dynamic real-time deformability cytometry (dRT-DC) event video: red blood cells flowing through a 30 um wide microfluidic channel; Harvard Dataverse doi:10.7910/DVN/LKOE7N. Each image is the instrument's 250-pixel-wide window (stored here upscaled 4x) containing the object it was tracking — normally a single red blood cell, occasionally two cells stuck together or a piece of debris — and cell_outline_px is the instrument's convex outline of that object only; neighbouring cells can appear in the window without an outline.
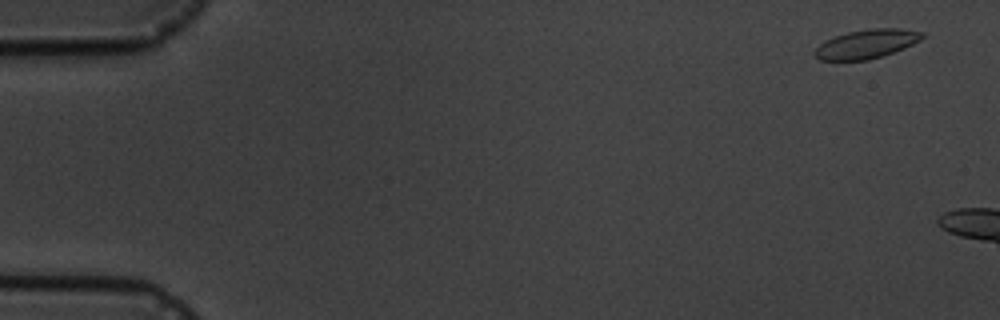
{"species": "common noctule bat (a hibernating species)", "species_latin": "Nyctalus noctula", "temperature_condition": "cold", "stored_images_in_passage": 3, "camera_frame_rate_fps": 3000, "um_per_image_px": 0.085, "animal": {"sex": "male", "body_mass_g": 19.5, "forearm_length_mm": 54.6}, "frame": {"image": 1, "passage_image": 1, "time_ms": 0.0, "image_size_px": [1000, 320], "cell_outline_px": [[924, 36], [920, 40], [904, 48], [868, 60], [820, 60], [812, 52], [824, 40], [848, 32], [872, 28], [900, 28], [924, 32]], "centroid_in_image_um": [73.65, 3.73], "position_along_channel_um": 11.4, "area_um2": 17.98}}